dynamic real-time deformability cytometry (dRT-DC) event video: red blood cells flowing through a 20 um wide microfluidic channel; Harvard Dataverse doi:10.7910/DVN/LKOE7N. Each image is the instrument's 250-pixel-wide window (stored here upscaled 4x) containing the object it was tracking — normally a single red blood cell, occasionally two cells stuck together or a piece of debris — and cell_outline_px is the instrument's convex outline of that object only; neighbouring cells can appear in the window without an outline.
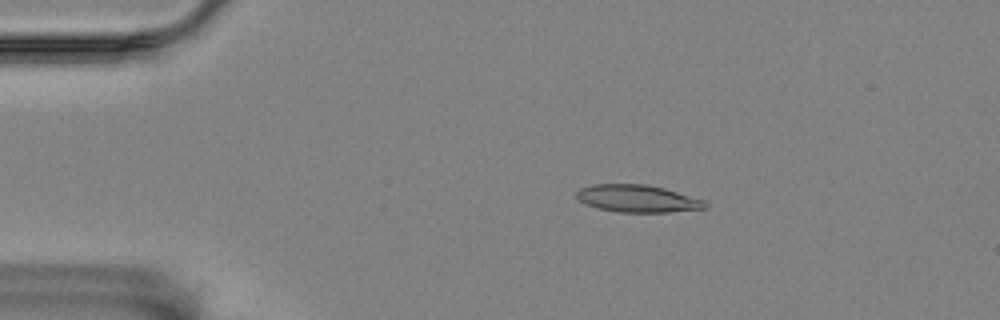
{"species": "Egyptian fruit bat (a non-hibernating species)", "species_latin": "Rousettus aegyptiacus", "temperature_condition": "room temperature", "stored_images_in_passage": 5, "camera_frame_rate_fps": 3000, "um_per_image_px": 0.085, "animal": {"sex": "female"}, "frame": {"image": 1, "passage_image": 4, "time_ms": 1.0, "image_size_px": [1000, 320], "cell_outline_px": [[708, 208], [668, 212], [616, 212], [596, 208], [580, 200], [576, 196], [576, 192], [580, 188], [592, 184], [644, 184], [664, 188], [704, 200], [708, 204]], "centroid_in_image_um": [54.19, 16.88], "position_along_channel_um": 30.8, "area_um2": 20.46}}